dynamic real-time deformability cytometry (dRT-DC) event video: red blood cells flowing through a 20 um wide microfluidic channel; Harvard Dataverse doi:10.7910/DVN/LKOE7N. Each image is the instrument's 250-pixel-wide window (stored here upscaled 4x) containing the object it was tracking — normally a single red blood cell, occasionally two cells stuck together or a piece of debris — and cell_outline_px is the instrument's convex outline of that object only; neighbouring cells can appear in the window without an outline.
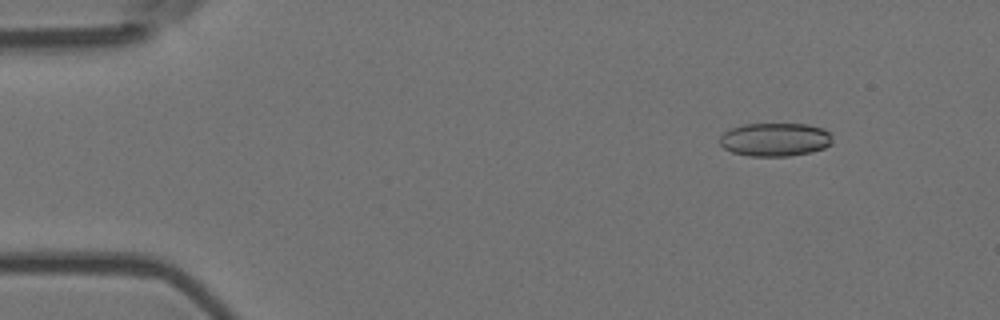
{"species": "Egyptian fruit bat (a non-hibernating species)", "species_latin": "Rousettus aegyptiacus", "temperature_condition": "room temperature", "stored_images_in_passage": 4, "camera_frame_rate_fps": 3000, "um_per_image_px": 0.085, "animal": {"sex": "female"}, "frame": {"image": 1, "passage_image": 1, "time_ms": 0.0, "image_size_px": [1000, 320], "cell_outline_px": [[832, 144], [824, 148], [812, 152], [788, 156], [748, 156], [732, 152], [724, 148], [720, 144], [720, 136], [724, 132], [732, 128], [744, 124], [808, 124], [824, 128], [828, 132], [832, 140]], "centroid_in_image_um": [65.89, 11.86], "position_along_channel_um": 19.1, "area_um2": 22.02}}
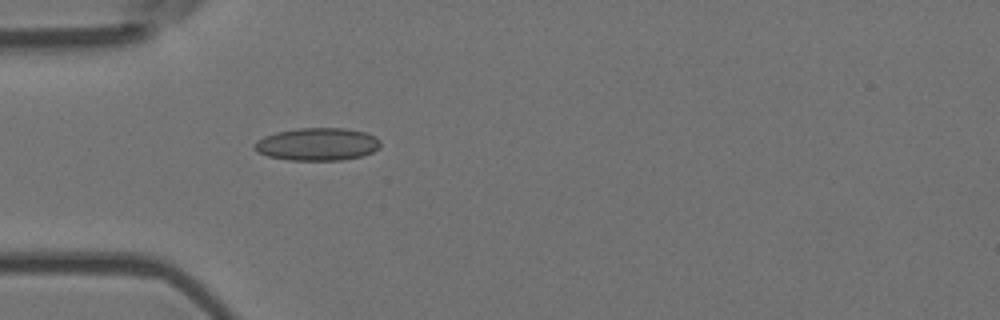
{"frame": {"image": 2, "passage_image": 4, "time_ms": 1.0, "image_size_px": [1000, 320], "cell_outline_px": [[380, 148], [372, 152], [360, 156], [340, 160], [288, 160], [268, 156], [256, 152], [252, 148], [252, 144], [256, 140], [264, 136], [276, 132], [296, 128], [344, 128], [364, 132], [376, 136], [380, 140]], "centroid_in_image_um": [26.93, 12.25], "position_along_channel_um": 58.1, "area_um2": 24.22}}